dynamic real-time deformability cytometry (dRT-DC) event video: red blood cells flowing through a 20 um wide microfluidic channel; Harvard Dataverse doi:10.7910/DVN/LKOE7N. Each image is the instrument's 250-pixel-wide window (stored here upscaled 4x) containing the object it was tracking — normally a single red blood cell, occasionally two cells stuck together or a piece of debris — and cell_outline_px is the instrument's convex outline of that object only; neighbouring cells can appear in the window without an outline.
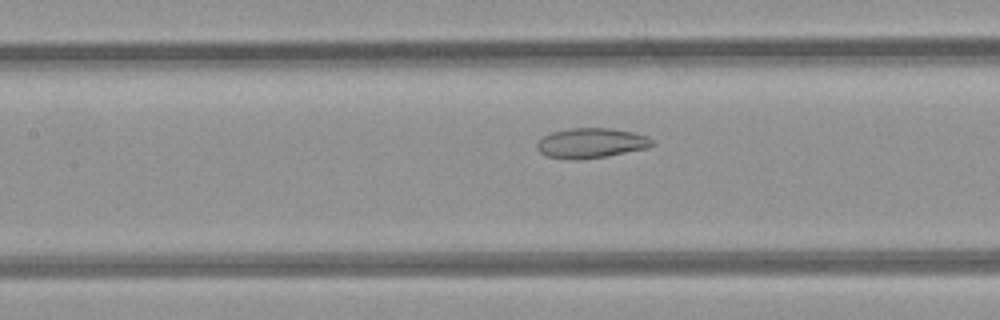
{"species": "common noctule bat (a hibernating species)", "species_latin": "Nyctalus noctula", "temperature_condition": "room temperature", "stored_images_in_passage": 37, "camera_frame_rate_fps": 3000, "um_per_image_px": 0.085, "animal": {"sex": "female", "body_mass_g": 21.9}, "frame": {"image": 1, "passage_image": 10, "time_ms": 3.0, "image_size_px": [1000, 320], "cell_outline_px": [[656, 144], [648, 148], [608, 156], [576, 160], [572, 160], [548, 156], [540, 152], [536, 148], [536, 144], [544, 136], [552, 132], [568, 128], [612, 128], [632, 132], [648, 136]], "centroid_in_image_um": [50.27, 12.16], "position_along_channel_um": 157.1, "area_um2": 20.23}}
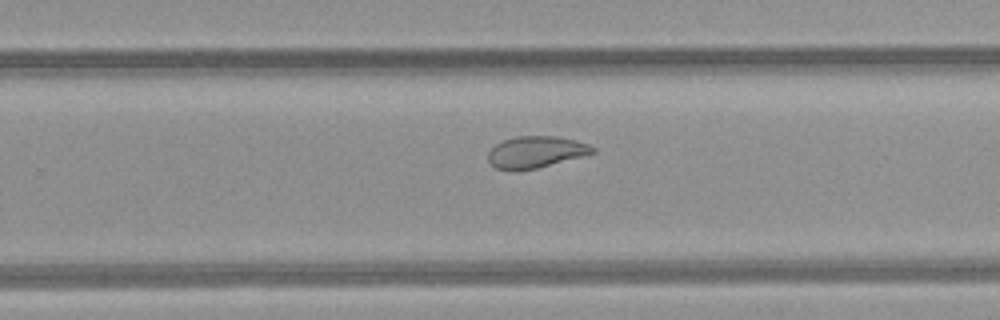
{"frame": {"image": 2, "passage_image": 19, "time_ms": 6.0, "image_size_px": [1000, 320], "cell_outline_px": [[596, 152], [536, 168], [516, 172], [512, 172], [496, 168], [488, 160], [488, 152], [496, 144], [504, 140], [516, 136], [556, 136], [588, 144], [596, 148]], "centroid_in_image_um": [45.5, 12.94], "position_along_channel_um": 284.3, "area_um2": 19.19}}
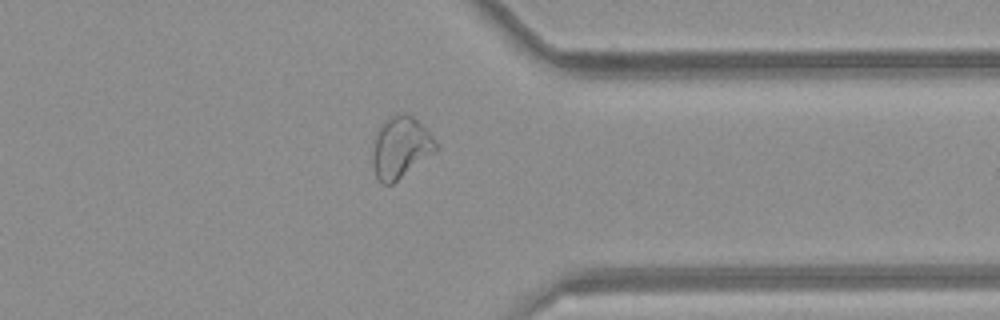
{"frame": {"image": 3, "passage_image": 26, "time_ms": 8.333, "image_size_px": [1000, 320], "cell_outline_px": [[440, 148], [436, 152], [392, 184], [380, 184], [376, 176], [372, 164], [372, 140], [380, 124], [388, 116], [400, 112], [412, 116], [440, 144]], "centroid_in_image_um": [34.03, 12.52], "position_along_channel_um": 377.4, "area_um2": 23.18}, "authors_computed_cell_mechanics": {"area_um2": 21.964, "velocity_mm_per_s": 4.2572, "shape_relaxation_time_tau1_ms": null, "shape_relaxation_time_tau2_ms": 1.4748, "deformation_change_tau1": null, "deformation_change_tau2": 0.0565}}